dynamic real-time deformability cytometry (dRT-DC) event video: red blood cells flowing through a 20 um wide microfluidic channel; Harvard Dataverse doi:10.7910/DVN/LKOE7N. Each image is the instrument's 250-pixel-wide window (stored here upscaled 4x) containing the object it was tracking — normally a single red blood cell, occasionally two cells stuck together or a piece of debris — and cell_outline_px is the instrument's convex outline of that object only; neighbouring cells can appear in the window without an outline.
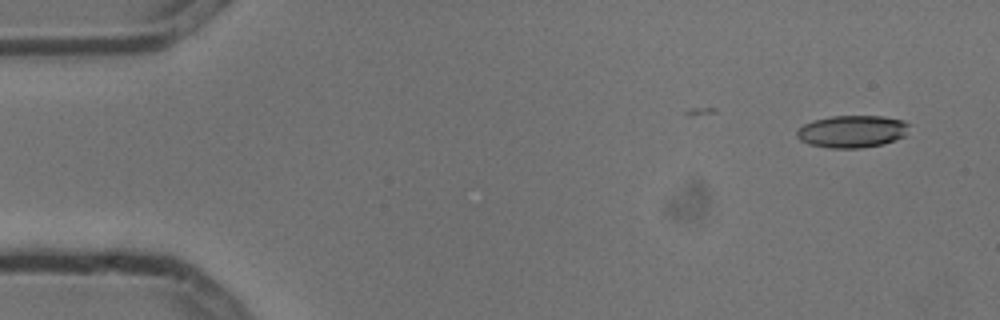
{"species": "common noctule bat (a hibernating species)", "species_latin": "Nyctalus noctula", "temperature_condition": "cold", "stored_images_in_passage": 5, "camera_frame_rate_fps": 3000, "um_per_image_px": 0.085, "animal": {"sex": "male", "body_mass_g": 13.3}, "frame": {"image": 1, "passage_image": 2, "time_ms": 0.333, "image_size_px": [1000, 320], "cell_outline_px": [[908, 124], [904, 136], [884, 144], [860, 148], [828, 148], [808, 144], [800, 140], [796, 136], [796, 128], [812, 120], [832, 116], [880, 116], [904, 120]], "centroid_in_image_um": [72.37, 11.17], "position_along_channel_um": 12.6, "area_um2": 21.21}}
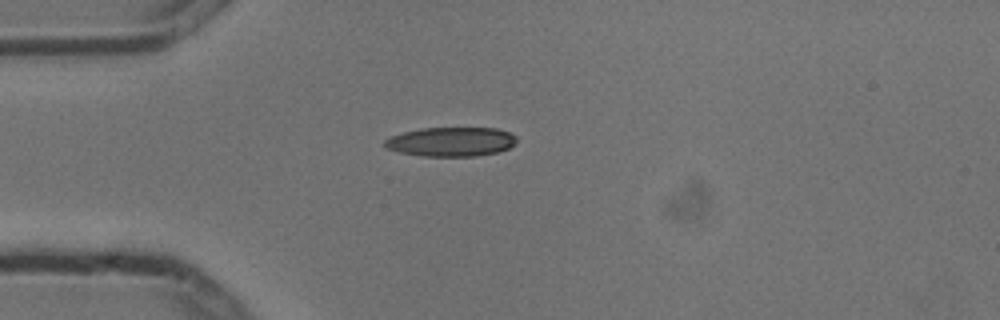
{"frame": {"image": 2, "passage_image": 5, "time_ms": 1.333, "image_size_px": [1000, 320], "cell_outline_px": [[516, 144], [508, 148], [496, 152], [476, 156], [424, 156], [400, 152], [388, 148], [384, 144], [384, 140], [392, 136], [404, 132], [420, 128], [496, 128], [508, 132], [516, 136]], "centroid_in_image_um": [38.36, 12.04], "position_along_channel_um": 46.6, "area_um2": 22.31}}